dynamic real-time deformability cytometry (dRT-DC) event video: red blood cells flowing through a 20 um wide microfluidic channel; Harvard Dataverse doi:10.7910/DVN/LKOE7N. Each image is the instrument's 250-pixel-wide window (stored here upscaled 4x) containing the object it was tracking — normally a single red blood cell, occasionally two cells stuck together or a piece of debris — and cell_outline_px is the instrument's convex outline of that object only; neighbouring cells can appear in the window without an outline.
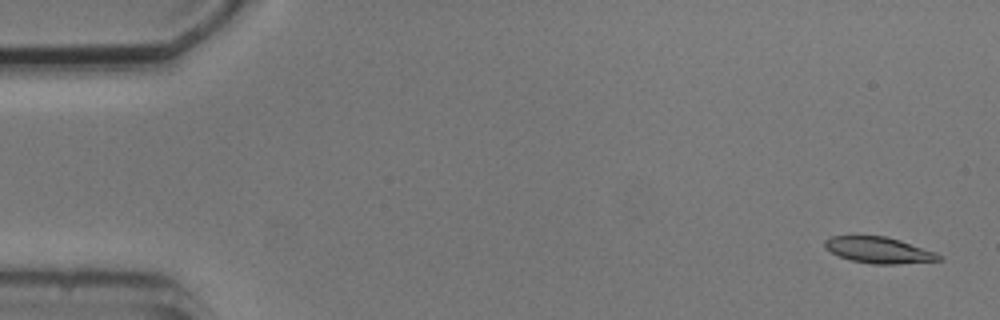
{"species": "common noctule bat (a hibernating species)", "species_latin": "Nyctalus noctula", "temperature_condition": "cold", "stored_images_in_passage": 5, "camera_frame_rate_fps": 3000, "um_per_image_px": 0.085, "animal": {"sex": "male", "body_mass_g": 20.5, "forearm_length_mm": 52.5}, "frame": {"image": 1, "passage_image": 1, "time_ms": 0.0, "image_size_px": [1000, 320], "cell_outline_px": [[944, 260], [896, 264], [872, 264], [852, 260], [840, 256], [824, 248], [824, 240], [832, 236], [884, 236], [900, 240], [936, 252]], "centroid_in_image_um": [74.71, 21.26], "position_along_channel_um": 10.3, "area_um2": 17.28}}
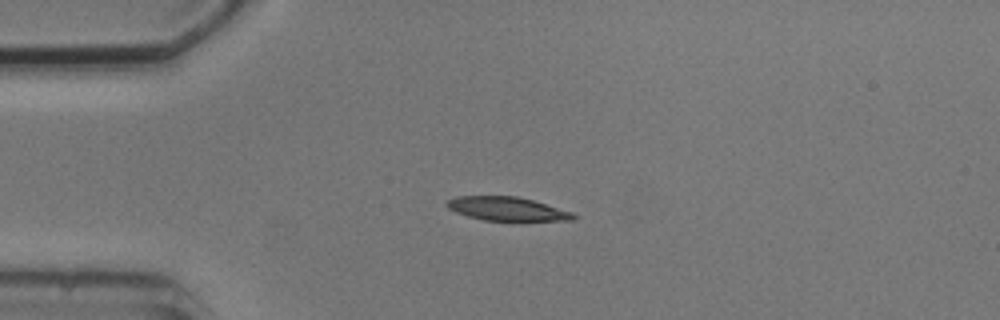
{"frame": {"image": 2, "passage_image": 4, "time_ms": 3.667, "image_size_px": [1000, 320], "cell_outline_px": [[576, 220], [484, 220], [468, 216], [456, 212], [448, 208], [444, 204], [448, 200], [456, 196], [516, 196], [532, 200], [572, 212], [576, 216]], "centroid_in_image_um": [43.06, 17.74], "position_along_channel_um": 41.9, "area_um2": 17.22}}